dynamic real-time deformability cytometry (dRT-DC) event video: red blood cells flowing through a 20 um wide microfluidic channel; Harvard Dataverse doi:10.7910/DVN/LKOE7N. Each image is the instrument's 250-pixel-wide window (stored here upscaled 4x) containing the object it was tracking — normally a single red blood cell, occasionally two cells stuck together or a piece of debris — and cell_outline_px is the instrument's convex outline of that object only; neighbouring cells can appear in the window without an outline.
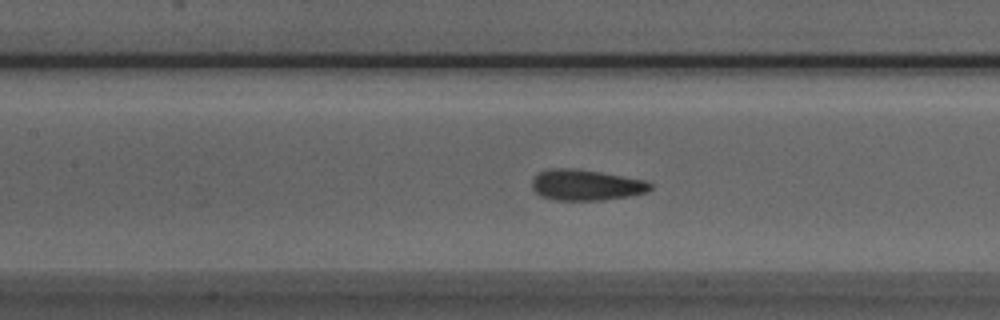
{"species": "Egyptian fruit bat (a non-hibernating species)", "species_latin": "Rousettus aegyptiacus", "temperature_condition": "room temperature", "stored_images_in_passage": 40, "camera_frame_rate_fps": 3000, "um_per_image_px": 0.085, "animal": {"sex": "male"}, "frame": {"image": 1, "passage_image": 12, "time_ms": 3.667, "image_size_px": [1000, 320], "cell_outline_px": [[652, 188], [648, 192], [628, 196], [600, 200], [556, 200], [540, 196], [532, 188], [532, 180], [540, 172], [548, 168], [576, 168], [600, 172], [644, 180], [652, 184]], "centroid_in_image_um": [49.8, 15.72], "position_along_channel_um": 157.6, "area_um2": 21.21}}
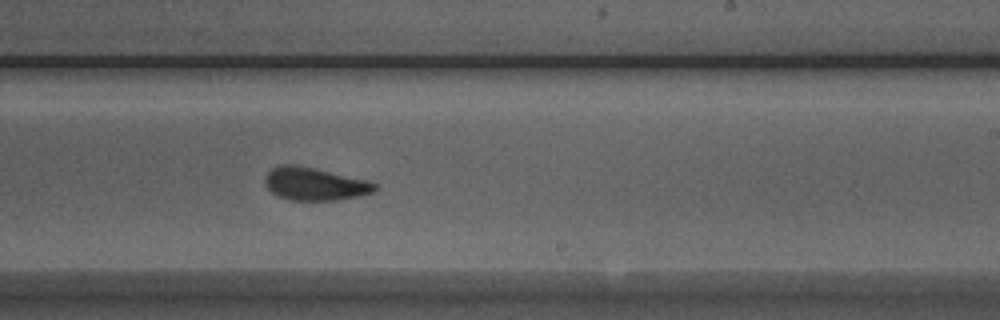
{"frame": {"image": 2, "passage_image": 20, "time_ms": 6.333, "image_size_px": [1000, 320], "cell_outline_px": [[376, 192], [336, 200], [288, 200], [276, 196], [264, 184], [264, 176], [272, 168], [280, 164], [300, 164], [368, 180], [376, 184]], "centroid_in_image_um": [26.71, 15.61], "position_along_channel_um": 262.3, "area_um2": 21.39}}
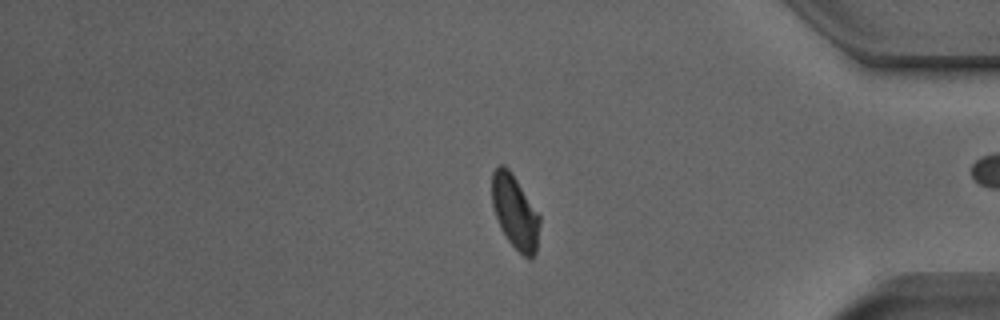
{"frame": {"image": 3, "passage_image": 32, "time_ms": 10.333, "image_size_px": [1000, 320], "cell_outline_px": [[540, 224], [536, 252], [532, 260], [528, 260], [508, 240], [492, 208], [492, 172], [500, 164], [504, 164], [512, 172], [540, 216]], "centroid_in_image_um": [43.79, 18.01], "position_along_channel_um": 391.4, "area_um2": 20.4}}